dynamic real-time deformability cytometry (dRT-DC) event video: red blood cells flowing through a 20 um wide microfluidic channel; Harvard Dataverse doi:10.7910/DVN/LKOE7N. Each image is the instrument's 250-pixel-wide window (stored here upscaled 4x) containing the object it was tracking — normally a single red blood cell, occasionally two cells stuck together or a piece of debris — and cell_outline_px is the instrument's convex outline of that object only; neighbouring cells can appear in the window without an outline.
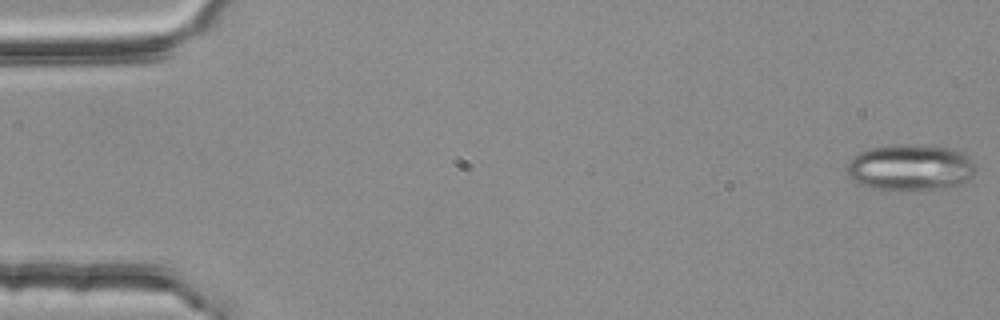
{"species": "common noctule bat (a hibernating species)", "species_latin": "Nyctalus noctula", "temperature_condition": "room temperature", "stored_images_in_passage": 4, "camera_frame_rate_fps": 3000, "um_per_image_px": 0.085, "animal": {"sex": "female", "body_mass_g": 25.1}, "frame": {"image": 1, "passage_image": 1, "time_ms": 0.0, "image_size_px": [1000, 320], "cell_outline_px": [[976, 168], [972, 176], [960, 184], [944, 188], [908, 192], [904, 192], [872, 188], [860, 184], [848, 176], [848, 160], [852, 156], [868, 148], [892, 144], [908, 144], [952, 148], [968, 156], [976, 164]], "centroid_in_image_um": [77.37, 14.25], "position_along_channel_um": 7.6, "area_um2": 35.37}}